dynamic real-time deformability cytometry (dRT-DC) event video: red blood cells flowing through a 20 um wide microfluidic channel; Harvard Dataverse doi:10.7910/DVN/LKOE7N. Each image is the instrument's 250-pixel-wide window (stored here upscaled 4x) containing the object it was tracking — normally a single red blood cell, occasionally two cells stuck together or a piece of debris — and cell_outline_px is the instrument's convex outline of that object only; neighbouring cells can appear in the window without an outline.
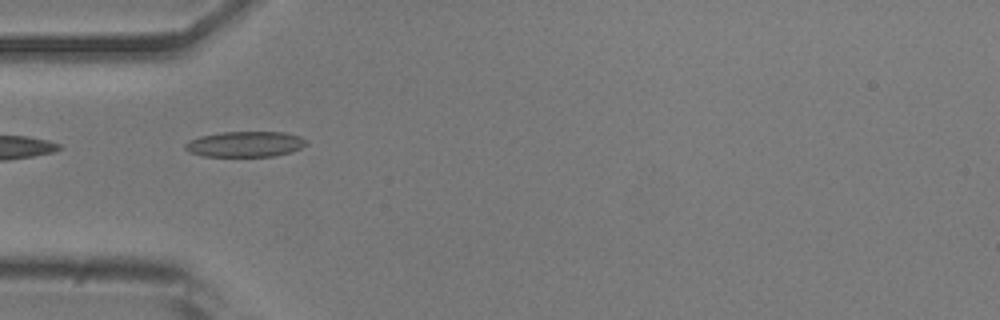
{"species": "common noctule bat (a hibernating species)", "species_latin": "Nyctalus noctula", "temperature_condition": "room temperature", "stored_images_in_passage": 3, "camera_frame_rate_fps": 3000, "um_per_image_px": 0.085, "animal": {"sex": "male", "body_mass_g": 20.5, "forearm_length_mm": 52.5}, "frame": {"image": 1, "passage_image": 1, "time_ms": 0.0, "image_size_px": [1000, 320], "cell_outline_px": [[308, 144], [292, 152], [272, 156], [204, 156], [188, 152], [184, 148], [184, 144], [188, 140], [200, 136], [220, 132], [284, 132], [300, 136], [308, 140]], "centroid_in_image_um": [20.84, 12.25], "position_along_channel_um": 64.2, "area_um2": 18.21}}